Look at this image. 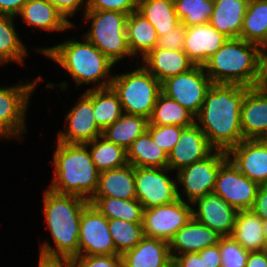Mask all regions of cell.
<instances>
[{
  "mask_svg": "<svg viewBox=\"0 0 267 267\" xmlns=\"http://www.w3.org/2000/svg\"><path fill=\"white\" fill-rule=\"evenodd\" d=\"M214 150L204 132L194 123L182 129L177 144L168 154L167 167L176 172L185 166L205 159Z\"/></svg>",
  "mask_w": 267,
  "mask_h": 267,
  "instance_id": "18",
  "label": "cell"
},
{
  "mask_svg": "<svg viewBox=\"0 0 267 267\" xmlns=\"http://www.w3.org/2000/svg\"><path fill=\"white\" fill-rule=\"evenodd\" d=\"M15 16L0 14V66L4 67L9 62L25 64L28 57V46L24 45L22 38L17 32Z\"/></svg>",
  "mask_w": 267,
  "mask_h": 267,
  "instance_id": "29",
  "label": "cell"
},
{
  "mask_svg": "<svg viewBox=\"0 0 267 267\" xmlns=\"http://www.w3.org/2000/svg\"><path fill=\"white\" fill-rule=\"evenodd\" d=\"M183 128L177 125H148L147 131L150 133L156 145L169 154L177 144Z\"/></svg>",
  "mask_w": 267,
  "mask_h": 267,
  "instance_id": "41",
  "label": "cell"
},
{
  "mask_svg": "<svg viewBox=\"0 0 267 267\" xmlns=\"http://www.w3.org/2000/svg\"><path fill=\"white\" fill-rule=\"evenodd\" d=\"M78 256L115 254L108 219L92 204L81 212Z\"/></svg>",
  "mask_w": 267,
  "mask_h": 267,
  "instance_id": "15",
  "label": "cell"
},
{
  "mask_svg": "<svg viewBox=\"0 0 267 267\" xmlns=\"http://www.w3.org/2000/svg\"><path fill=\"white\" fill-rule=\"evenodd\" d=\"M237 212L233 206L214 193L206 194L192 203L193 218L221 237L232 235Z\"/></svg>",
  "mask_w": 267,
  "mask_h": 267,
  "instance_id": "17",
  "label": "cell"
},
{
  "mask_svg": "<svg viewBox=\"0 0 267 267\" xmlns=\"http://www.w3.org/2000/svg\"><path fill=\"white\" fill-rule=\"evenodd\" d=\"M28 0H0V14L17 16Z\"/></svg>",
  "mask_w": 267,
  "mask_h": 267,
  "instance_id": "51",
  "label": "cell"
},
{
  "mask_svg": "<svg viewBox=\"0 0 267 267\" xmlns=\"http://www.w3.org/2000/svg\"><path fill=\"white\" fill-rule=\"evenodd\" d=\"M227 159L225 151L214 150L205 159L174 172L177 179L178 199L192 204L206 194L213 193L220 166Z\"/></svg>",
  "mask_w": 267,
  "mask_h": 267,
  "instance_id": "9",
  "label": "cell"
},
{
  "mask_svg": "<svg viewBox=\"0 0 267 267\" xmlns=\"http://www.w3.org/2000/svg\"><path fill=\"white\" fill-rule=\"evenodd\" d=\"M220 235L193 217L169 241L172 259L184 253H198L218 244Z\"/></svg>",
  "mask_w": 267,
  "mask_h": 267,
  "instance_id": "22",
  "label": "cell"
},
{
  "mask_svg": "<svg viewBox=\"0 0 267 267\" xmlns=\"http://www.w3.org/2000/svg\"><path fill=\"white\" fill-rule=\"evenodd\" d=\"M249 88L239 84L213 83L208 90L195 123L215 150L227 152L244 140L240 113Z\"/></svg>",
  "mask_w": 267,
  "mask_h": 267,
  "instance_id": "1",
  "label": "cell"
},
{
  "mask_svg": "<svg viewBox=\"0 0 267 267\" xmlns=\"http://www.w3.org/2000/svg\"><path fill=\"white\" fill-rule=\"evenodd\" d=\"M249 0H214L209 24L228 38H240Z\"/></svg>",
  "mask_w": 267,
  "mask_h": 267,
  "instance_id": "26",
  "label": "cell"
},
{
  "mask_svg": "<svg viewBox=\"0 0 267 267\" xmlns=\"http://www.w3.org/2000/svg\"><path fill=\"white\" fill-rule=\"evenodd\" d=\"M263 224H264L263 231H264V235H265V240L267 242V217L263 219Z\"/></svg>",
  "mask_w": 267,
  "mask_h": 267,
  "instance_id": "53",
  "label": "cell"
},
{
  "mask_svg": "<svg viewBox=\"0 0 267 267\" xmlns=\"http://www.w3.org/2000/svg\"><path fill=\"white\" fill-rule=\"evenodd\" d=\"M53 152V178L48 187L58 194L77 195L88 201L94 196L99 171L85 144H68L56 141Z\"/></svg>",
  "mask_w": 267,
  "mask_h": 267,
  "instance_id": "4",
  "label": "cell"
},
{
  "mask_svg": "<svg viewBox=\"0 0 267 267\" xmlns=\"http://www.w3.org/2000/svg\"><path fill=\"white\" fill-rule=\"evenodd\" d=\"M161 1H166V2H171V3L175 2V0H161Z\"/></svg>",
  "mask_w": 267,
  "mask_h": 267,
  "instance_id": "55",
  "label": "cell"
},
{
  "mask_svg": "<svg viewBox=\"0 0 267 267\" xmlns=\"http://www.w3.org/2000/svg\"><path fill=\"white\" fill-rule=\"evenodd\" d=\"M251 210L262 219L267 217V184L259 186Z\"/></svg>",
  "mask_w": 267,
  "mask_h": 267,
  "instance_id": "49",
  "label": "cell"
},
{
  "mask_svg": "<svg viewBox=\"0 0 267 267\" xmlns=\"http://www.w3.org/2000/svg\"><path fill=\"white\" fill-rule=\"evenodd\" d=\"M219 250L221 267H246L249 251L245 250L232 236L220 237Z\"/></svg>",
  "mask_w": 267,
  "mask_h": 267,
  "instance_id": "40",
  "label": "cell"
},
{
  "mask_svg": "<svg viewBox=\"0 0 267 267\" xmlns=\"http://www.w3.org/2000/svg\"><path fill=\"white\" fill-rule=\"evenodd\" d=\"M126 151L127 162L134 167H167L168 154L156 145L147 130L137 137Z\"/></svg>",
  "mask_w": 267,
  "mask_h": 267,
  "instance_id": "30",
  "label": "cell"
},
{
  "mask_svg": "<svg viewBox=\"0 0 267 267\" xmlns=\"http://www.w3.org/2000/svg\"><path fill=\"white\" fill-rule=\"evenodd\" d=\"M107 219H120L131 223H142L143 206L137 199L92 197L89 200Z\"/></svg>",
  "mask_w": 267,
  "mask_h": 267,
  "instance_id": "31",
  "label": "cell"
},
{
  "mask_svg": "<svg viewBox=\"0 0 267 267\" xmlns=\"http://www.w3.org/2000/svg\"><path fill=\"white\" fill-rule=\"evenodd\" d=\"M148 124L146 117L123 113L114 124L103 131L102 136L127 150L134 140L147 130Z\"/></svg>",
  "mask_w": 267,
  "mask_h": 267,
  "instance_id": "32",
  "label": "cell"
},
{
  "mask_svg": "<svg viewBox=\"0 0 267 267\" xmlns=\"http://www.w3.org/2000/svg\"><path fill=\"white\" fill-rule=\"evenodd\" d=\"M64 17L75 27V22L71 20L79 12L86 11V0H48ZM84 6V9L82 8ZM71 17V18H70ZM71 21H70V20Z\"/></svg>",
  "mask_w": 267,
  "mask_h": 267,
  "instance_id": "45",
  "label": "cell"
},
{
  "mask_svg": "<svg viewBox=\"0 0 267 267\" xmlns=\"http://www.w3.org/2000/svg\"><path fill=\"white\" fill-rule=\"evenodd\" d=\"M259 186L258 183L243 175L227 159L220 166L213 193L219 195L237 211L250 210Z\"/></svg>",
  "mask_w": 267,
  "mask_h": 267,
  "instance_id": "14",
  "label": "cell"
},
{
  "mask_svg": "<svg viewBox=\"0 0 267 267\" xmlns=\"http://www.w3.org/2000/svg\"><path fill=\"white\" fill-rule=\"evenodd\" d=\"M256 87L267 91V45L259 48V76Z\"/></svg>",
  "mask_w": 267,
  "mask_h": 267,
  "instance_id": "50",
  "label": "cell"
},
{
  "mask_svg": "<svg viewBox=\"0 0 267 267\" xmlns=\"http://www.w3.org/2000/svg\"><path fill=\"white\" fill-rule=\"evenodd\" d=\"M212 84L203 66H194L185 73L164 80L161 83V92L196 117Z\"/></svg>",
  "mask_w": 267,
  "mask_h": 267,
  "instance_id": "11",
  "label": "cell"
},
{
  "mask_svg": "<svg viewBox=\"0 0 267 267\" xmlns=\"http://www.w3.org/2000/svg\"><path fill=\"white\" fill-rule=\"evenodd\" d=\"M21 80L14 85L0 86V140L16 139L21 142L27 133L28 105L44 78L40 74L30 81Z\"/></svg>",
  "mask_w": 267,
  "mask_h": 267,
  "instance_id": "8",
  "label": "cell"
},
{
  "mask_svg": "<svg viewBox=\"0 0 267 267\" xmlns=\"http://www.w3.org/2000/svg\"><path fill=\"white\" fill-rule=\"evenodd\" d=\"M122 267H172L169 242L144 236L122 255Z\"/></svg>",
  "mask_w": 267,
  "mask_h": 267,
  "instance_id": "21",
  "label": "cell"
},
{
  "mask_svg": "<svg viewBox=\"0 0 267 267\" xmlns=\"http://www.w3.org/2000/svg\"><path fill=\"white\" fill-rule=\"evenodd\" d=\"M16 17L33 31L66 32L73 27L48 0H28Z\"/></svg>",
  "mask_w": 267,
  "mask_h": 267,
  "instance_id": "23",
  "label": "cell"
},
{
  "mask_svg": "<svg viewBox=\"0 0 267 267\" xmlns=\"http://www.w3.org/2000/svg\"><path fill=\"white\" fill-rule=\"evenodd\" d=\"M83 22L90 23V29L84 33L89 42L96 46L113 64L131 55L126 34V20L128 15L111 10H86Z\"/></svg>",
  "mask_w": 267,
  "mask_h": 267,
  "instance_id": "6",
  "label": "cell"
},
{
  "mask_svg": "<svg viewBox=\"0 0 267 267\" xmlns=\"http://www.w3.org/2000/svg\"><path fill=\"white\" fill-rule=\"evenodd\" d=\"M69 106L65 114L63 130L58 131L56 141L68 144H86L102 136L103 131L97 126L93 112V89H87Z\"/></svg>",
  "mask_w": 267,
  "mask_h": 267,
  "instance_id": "12",
  "label": "cell"
},
{
  "mask_svg": "<svg viewBox=\"0 0 267 267\" xmlns=\"http://www.w3.org/2000/svg\"><path fill=\"white\" fill-rule=\"evenodd\" d=\"M148 120V125L189 127L195 123V116L161 92Z\"/></svg>",
  "mask_w": 267,
  "mask_h": 267,
  "instance_id": "33",
  "label": "cell"
},
{
  "mask_svg": "<svg viewBox=\"0 0 267 267\" xmlns=\"http://www.w3.org/2000/svg\"><path fill=\"white\" fill-rule=\"evenodd\" d=\"M226 153L243 175L259 185L267 184V144L262 139H244Z\"/></svg>",
  "mask_w": 267,
  "mask_h": 267,
  "instance_id": "16",
  "label": "cell"
},
{
  "mask_svg": "<svg viewBox=\"0 0 267 267\" xmlns=\"http://www.w3.org/2000/svg\"><path fill=\"white\" fill-rule=\"evenodd\" d=\"M262 140L267 144V134L262 138Z\"/></svg>",
  "mask_w": 267,
  "mask_h": 267,
  "instance_id": "54",
  "label": "cell"
},
{
  "mask_svg": "<svg viewBox=\"0 0 267 267\" xmlns=\"http://www.w3.org/2000/svg\"><path fill=\"white\" fill-rule=\"evenodd\" d=\"M200 257H203L205 267H221V253L219 250V242L216 245L204 248L199 251Z\"/></svg>",
  "mask_w": 267,
  "mask_h": 267,
  "instance_id": "46",
  "label": "cell"
},
{
  "mask_svg": "<svg viewBox=\"0 0 267 267\" xmlns=\"http://www.w3.org/2000/svg\"><path fill=\"white\" fill-rule=\"evenodd\" d=\"M137 11L154 26L158 37L170 33L180 23L171 2L140 0Z\"/></svg>",
  "mask_w": 267,
  "mask_h": 267,
  "instance_id": "34",
  "label": "cell"
},
{
  "mask_svg": "<svg viewBox=\"0 0 267 267\" xmlns=\"http://www.w3.org/2000/svg\"><path fill=\"white\" fill-rule=\"evenodd\" d=\"M241 131L244 139H262L267 134V91L250 87L241 104Z\"/></svg>",
  "mask_w": 267,
  "mask_h": 267,
  "instance_id": "20",
  "label": "cell"
},
{
  "mask_svg": "<svg viewBox=\"0 0 267 267\" xmlns=\"http://www.w3.org/2000/svg\"><path fill=\"white\" fill-rule=\"evenodd\" d=\"M93 197L136 199L134 166L128 163L123 167L100 172Z\"/></svg>",
  "mask_w": 267,
  "mask_h": 267,
  "instance_id": "25",
  "label": "cell"
},
{
  "mask_svg": "<svg viewBox=\"0 0 267 267\" xmlns=\"http://www.w3.org/2000/svg\"><path fill=\"white\" fill-rule=\"evenodd\" d=\"M174 8L180 22L189 28L210 22L214 0H175Z\"/></svg>",
  "mask_w": 267,
  "mask_h": 267,
  "instance_id": "39",
  "label": "cell"
},
{
  "mask_svg": "<svg viewBox=\"0 0 267 267\" xmlns=\"http://www.w3.org/2000/svg\"><path fill=\"white\" fill-rule=\"evenodd\" d=\"M108 227L115 245V255H122L134 248L144 237L142 223L108 219Z\"/></svg>",
  "mask_w": 267,
  "mask_h": 267,
  "instance_id": "38",
  "label": "cell"
},
{
  "mask_svg": "<svg viewBox=\"0 0 267 267\" xmlns=\"http://www.w3.org/2000/svg\"><path fill=\"white\" fill-rule=\"evenodd\" d=\"M42 212L53 240L43 241L39 252L51 256H78L80 217L89 201L77 195L58 194L48 188L43 191Z\"/></svg>",
  "mask_w": 267,
  "mask_h": 267,
  "instance_id": "3",
  "label": "cell"
},
{
  "mask_svg": "<svg viewBox=\"0 0 267 267\" xmlns=\"http://www.w3.org/2000/svg\"><path fill=\"white\" fill-rule=\"evenodd\" d=\"M187 27L179 23L170 33L158 37L157 48L183 51Z\"/></svg>",
  "mask_w": 267,
  "mask_h": 267,
  "instance_id": "44",
  "label": "cell"
},
{
  "mask_svg": "<svg viewBox=\"0 0 267 267\" xmlns=\"http://www.w3.org/2000/svg\"><path fill=\"white\" fill-rule=\"evenodd\" d=\"M126 34L130 53L134 58H139V61L156 48L157 32L154 26L138 11L128 15Z\"/></svg>",
  "mask_w": 267,
  "mask_h": 267,
  "instance_id": "27",
  "label": "cell"
},
{
  "mask_svg": "<svg viewBox=\"0 0 267 267\" xmlns=\"http://www.w3.org/2000/svg\"><path fill=\"white\" fill-rule=\"evenodd\" d=\"M263 219L254 211H238L232 237L247 251L267 250Z\"/></svg>",
  "mask_w": 267,
  "mask_h": 267,
  "instance_id": "28",
  "label": "cell"
},
{
  "mask_svg": "<svg viewBox=\"0 0 267 267\" xmlns=\"http://www.w3.org/2000/svg\"><path fill=\"white\" fill-rule=\"evenodd\" d=\"M72 267H122L121 255H90L71 258Z\"/></svg>",
  "mask_w": 267,
  "mask_h": 267,
  "instance_id": "43",
  "label": "cell"
},
{
  "mask_svg": "<svg viewBox=\"0 0 267 267\" xmlns=\"http://www.w3.org/2000/svg\"><path fill=\"white\" fill-rule=\"evenodd\" d=\"M93 112L95 122L102 131L124 113L121 102L111 87L93 89Z\"/></svg>",
  "mask_w": 267,
  "mask_h": 267,
  "instance_id": "37",
  "label": "cell"
},
{
  "mask_svg": "<svg viewBox=\"0 0 267 267\" xmlns=\"http://www.w3.org/2000/svg\"><path fill=\"white\" fill-rule=\"evenodd\" d=\"M260 46L242 38H229L203 65L213 83L256 87Z\"/></svg>",
  "mask_w": 267,
  "mask_h": 267,
  "instance_id": "5",
  "label": "cell"
},
{
  "mask_svg": "<svg viewBox=\"0 0 267 267\" xmlns=\"http://www.w3.org/2000/svg\"><path fill=\"white\" fill-rule=\"evenodd\" d=\"M78 40L76 36L49 47H35V52L44 55L64 69L66 75L76 84L91 85L87 89L110 87L114 73V65L96 46L84 36Z\"/></svg>",
  "mask_w": 267,
  "mask_h": 267,
  "instance_id": "2",
  "label": "cell"
},
{
  "mask_svg": "<svg viewBox=\"0 0 267 267\" xmlns=\"http://www.w3.org/2000/svg\"><path fill=\"white\" fill-rule=\"evenodd\" d=\"M246 267H267V250L249 252Z\"/></svg>",
  "mask_w": 267,
  "mask_h": 267,
  "instance_id": "52",
  "label": "cell"
},
{
  "mask_svg": "<svg viewBox=\"0 0 267 267\" xmlns=\"http://www.w3.org/2000/svg\"><path fill=\"white\" fill-rule=\"evenodd\" d=\"M172 267H205L198 253H184L173 258Z\"/></svg>",
  "mask_w": 267,
  "mask_h": 267,
  "instance_id": "47",
  "label": "cell"
},
{
  "mask_svg": "<svg viewBox=\"0 0 267 267\" xmlns=\"http://www.w3.org/2000/svg\"><path fill=\"white\" fill-rule=\"evenodd\" d=\"M208 24L187 28L183 52L195 66H203L228 40Z\"/></svg>",
  "mask_w": 267,
  "mask_h": 267,
  "instance_id": "19",
  "label": "cell"
},
{
  "mask_svg": "<svg viewBox=\"0 0 267 267\" xmlns=\"http://www.w3.org/2000/svg\"><path fill=\"white\" fill-rule=\"evenodd\" d=\"M90 152L93 163L99 172L123 167L127 162V151L104 136H99L85 144Z\"/></svg>",
  "mask_w": 267,
  "mask_h": 267,
  "instance_id": "36",
  "label": "cell"
},
{
  "mask_svg": "<svg viewBox=\"0 0 267 267\" xmlns=\"http://www.w3.org/2000/svg\"><path fill=\"white\" fill-rule=\"evenodd\" d=\"M38 267H72V261L67 256H51L39 252Z\"/></svg>",
  "mask_w": 267,
  "mask_h": 267,
  "instance_id": "48",
  "label": "cell"
},
{
  "mask_svg": "<svg viewBox=\"0 0 267 267\" xmlns=\"http://www.w3.org/2000/svg\"><path fill=\"white\" fill-rule=\"evenodd\" d=\"M166 168L134 167L136 199L144 209L167 205L178 200L177 179Z\"/></svg>",
  "mask_w": 267,
  "mask_h": 267,
  "instance_id": "10",
  "label": "cell"
},
{
  "mask_svg": "<svg viewBox=\"0 0 267 267\" xmlns=\"http://www.w3.org/2000/svg\"><path fill=\"white\" fill-rule=\"evenodd\" d=\"M240 38L259 46L267 43V1L249 0Z\"/></svg>",
  "mask_w": 267,
  "mask_h": 267,
  "instance_id": "35",
  "label": "cell"
},
{
  "mask_svg": "<svg viewBox=\"0 0 267 267\" xmlns=\"http://www.w3.org/2000/svg\"><path fill=\"white\" fill-rule=\"evenodd\" d=\"M192 217V204L181 199L171 204L146 208L142 217L143 234L169 242Z\"/></svg>",
  "mask_w": 267,
  "mask_h": 267,
  "instance_id": "13",
  "label": "cell"
},
{
  "mask_svg": "<svg viewBox=\"0 0 267 267\" xmlns=\"http://www.w3.org/2000/svg\"><path fill=\"white\" fill-rule=\"evenodd\" d=\"M161 83L169 77L185 73L195 65L183 51L154 48L140 62Z\"/></svg>",
  "mask_w": 267,
  "mask_h": 267,
  "instance_id": "24",
  "label": "cell"
},
{
  "mask_svg": "<svg viewBox=\"0 0 267 267\" xmlns=\"http://www.w3.org/2000/svg\"><path fill=\"white\" fill-rule=\"evenodd\" d=\"M138 64L139 67L126 73H114L110 87L117 94L125 114L149 119L161 93V82L143 65Z\"/></svg>",
  "mask_w": 267,
  "mask_h": 267,
  "instance_id": "7",
  "label": "cell"
},
{
  "mask_svg": "<svg viewBox=\"0 0 267 267\" xmlns=\"http://www.w3.org/2000/svg\"><path fill=\"white\" fill-rule=\"evenodd\" d=\"M140 0H87L86 10H111L129 15L137 11Z\"/></svg>",
  "mask_w": 267,
  "mask_h": 267,
  "instance_id": "42",
  "label": "cell"
}]
</instances>
